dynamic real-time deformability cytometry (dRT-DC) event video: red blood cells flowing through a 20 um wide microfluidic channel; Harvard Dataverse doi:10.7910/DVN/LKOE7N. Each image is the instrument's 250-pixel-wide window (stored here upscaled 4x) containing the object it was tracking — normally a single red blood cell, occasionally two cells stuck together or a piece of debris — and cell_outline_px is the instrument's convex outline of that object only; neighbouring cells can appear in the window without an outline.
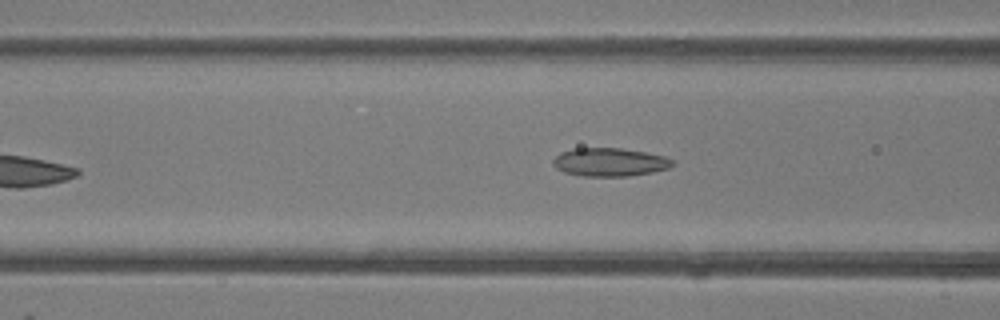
{"species": "common noctule bat (a hibernating species)", "species_latin": "Nyctalus noctula", "temperature_condition": "room temperature", "stored_images_in_passage": 34, "camera_frame_rate_fps": 3000, "um_per_image_px": 0.085, "animal": {"sex": "female"}, "frame": {"image": 1, "passage_image": 7, "time_ms": 2.0, "image_size_px": [1000, 320], "cell_outline_px": [[676, 164], [668, 168], [652, 172], [628, 176], [580, 176], [564, 172], [556, 168], [552, 164], [552, 160], [560, 152], [572, 148], [620, 148], [644, 152], [664, 156], [676, 160]], "centroid_in_image_um": [51.82, 13.78], "position_along_channel_um": 114.8, "area_um2": 19.88}}
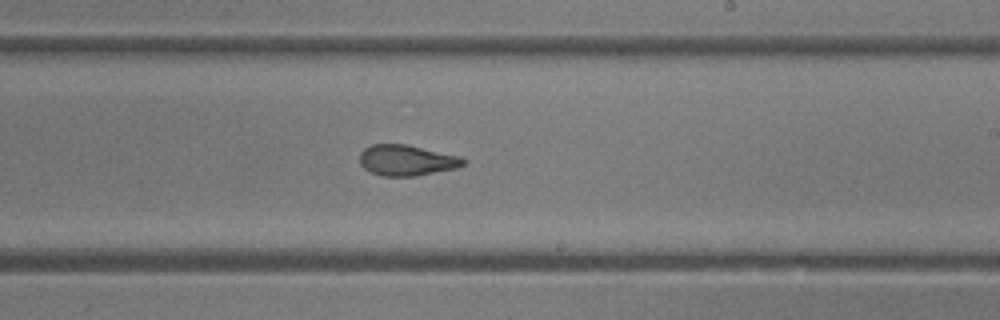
{"frame": {"image": 2, "passage_image": 17, "time_ms": 5.333, "image_size_px": [1000, 320], "cell_outline_px": [[468, 160], [464, 164], [456, 168], [416, 176], [384, 176], [372, 172], [364, 168], [360, 164], [360, 152], [364, 148], [372, 144], [408, 144], [460, 156]], "centroid_in_image_um": [34.58, 13.61], "position_along_channel_um": 254.4, "area_um2": 18.67}}
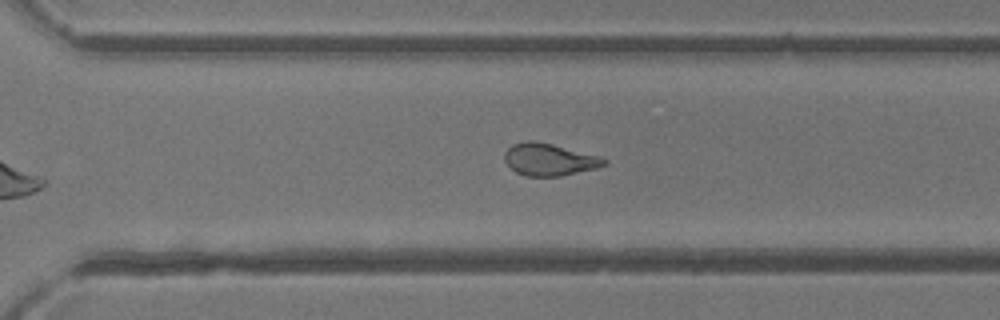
{"frame": {"image": 3, "passage_image": 22, "time_ms": 7.0, "image_size_px": [1000, 320], "cell_outline_px": [[608, 164], [596, 168], [560, 176], [528, 176], [516, 172], [504, 160], [504, 152], [512, 144], [528, 140], [536, 140], [600, 156], [608, 160]], "centroid_in_image_um": [46.69, 13.55], "position_along_channel_um": 323.9, "area_um2": 18.67}, "authors_computed_cell_mechanics": {"area_um2": 19.4208, "velocity_mm_per_s": 4.1883, "shape_relaxation_time_tau1_ms": 6.3601, "shape_relaxation_time_tau2_ms": 1.361, "deformation_change_tau1": 0.1606, "deformation_change_tau2": 0.0737}}